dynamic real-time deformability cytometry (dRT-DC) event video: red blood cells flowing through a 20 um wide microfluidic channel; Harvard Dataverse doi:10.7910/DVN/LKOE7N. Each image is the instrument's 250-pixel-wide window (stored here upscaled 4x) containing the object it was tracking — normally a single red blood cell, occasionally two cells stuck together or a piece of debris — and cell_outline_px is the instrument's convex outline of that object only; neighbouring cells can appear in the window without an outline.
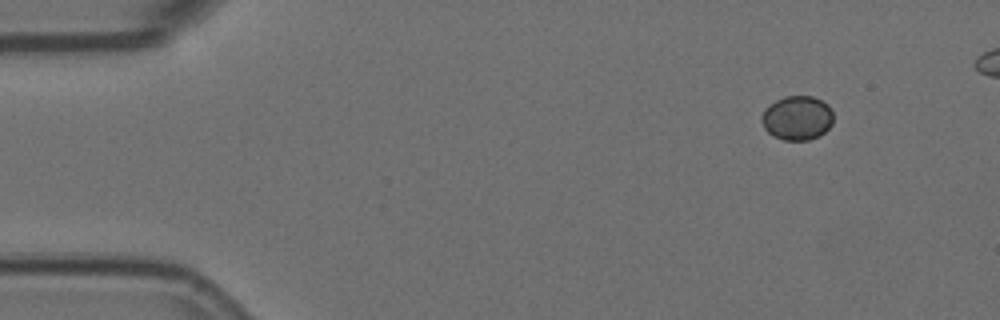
{"species": "Egyptian fruit bat (a non-hibernating species)", "species_latin": "Rousettus aegyptiacus", "temperature_condition": "room temperature", "stored_images_in_passage": 4, "camera_frame_rate_fps": 3000, "um_per_image_px": 0.085, "animal": {"sex": "female"}, "frame": {"image": 1, "passage_image": 1, "time_ms": 0.0, "image_size_px": [1000, 320], "cell_outline_px": [[832, 124], [820, 136], [808, 140], [784, 140], [772, 136], [764, 128], [760, 120], [760, 116], [764, 108], [768, 104], [784, 96], [812, 96], [828, 104], [832, 112]], "centroid_in_image_um": [67.72, 10.02], "position_along_channel_um": 17.3, "area_um2": 18.73}}